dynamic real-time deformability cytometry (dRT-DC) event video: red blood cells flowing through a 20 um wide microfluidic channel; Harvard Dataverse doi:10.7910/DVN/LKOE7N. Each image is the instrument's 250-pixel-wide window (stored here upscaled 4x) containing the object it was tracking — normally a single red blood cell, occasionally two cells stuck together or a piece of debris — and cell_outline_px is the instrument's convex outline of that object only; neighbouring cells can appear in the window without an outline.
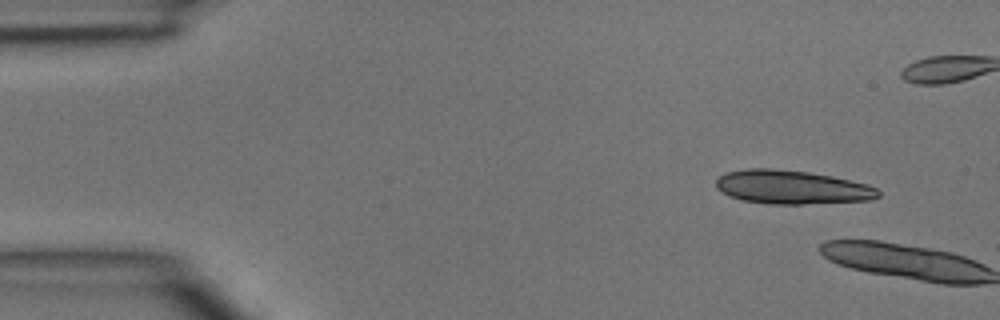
{"species": "common noctule bat (a hibernating species)", "species_latin": "Nyctalus noctula", "temperature_condition": "room temperature", "stored_images_in_passage": 3, "camera_frame_rate_fps": 3000, "um_per_image_px": 0.085, "animal": {"sex": "male", "body_mass_g": 15.6}, "frame": {"image": 1, "passage_image": 1, "time_ms": 0.0, "image_size_px": [1000, 320], "cell_outline_px": [[880, 196], [872, 200], [800, 204], [772, 204], [744, 200], [732, 196], [716, 188], [716, 180], [724, 172], [744, 168], [772, 168], [808, 172], [832, 176], [868, 184], [876, 188], [880, 192]], "centroid_in_image_um": [67.32, 15.9], "position_along_channel_um": 17.7, "area_um2": 31.85}}